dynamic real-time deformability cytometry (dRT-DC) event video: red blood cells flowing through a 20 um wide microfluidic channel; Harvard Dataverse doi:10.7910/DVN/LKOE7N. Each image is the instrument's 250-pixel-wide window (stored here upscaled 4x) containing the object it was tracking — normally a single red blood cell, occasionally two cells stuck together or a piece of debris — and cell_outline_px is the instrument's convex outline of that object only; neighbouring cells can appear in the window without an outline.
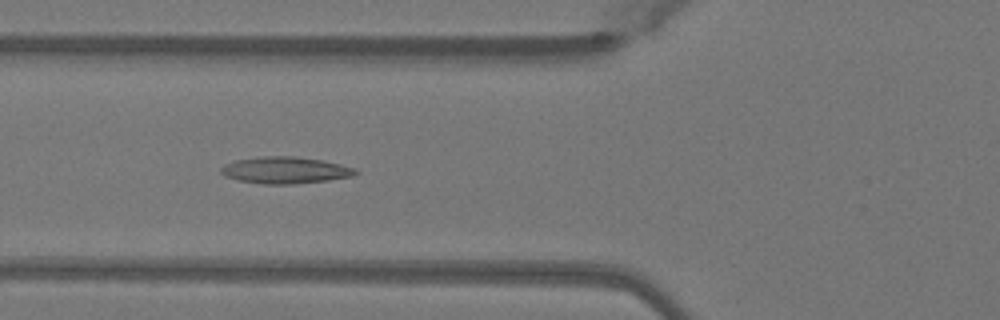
{"species": "Egyptian fruit bat (a non-hibernating species)", "species_latin": "Rousettus aegyptiacus", "temperature_condition": "warm", "stored_images_in_passage": 37, "camera_frame_rate_fps": 3000, "um_per_image_px": 0.085, "animal": {"sex": "female"}, "frame": {"image": 1, "passage_image": 6, "time_ms": 1.667, "image_size_px": [1000, 320], "cell_outline_px": [[360, 172], [352, 176], [328, 180], [292, 184], [264, 184], [240, 180], [224, 176], [220, 172], [220, 168], [224, 164], [236, 160], [260, 156], [296, 156], [320, 160], [340, 164], [356, 168]], "centroid_in_image_um": [24.24, 14.46], "position_along_channel_um": 101.6, "area_um2": 20.92}}
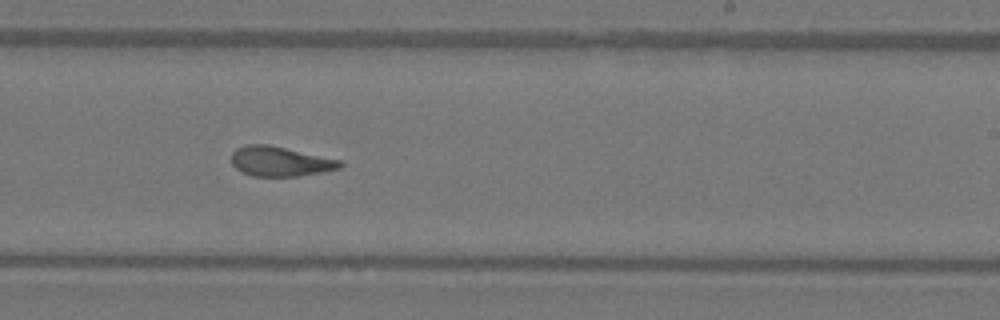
{"frame": {"image": 2, "passage_image": 18, "time_ms": 5.667, "image_size_px": [1000, 320], "cell_outline_px": [[344, 164], [340, 168], [320, 172], [296, 176], [252, 176], [236, 168], [232, 164], [232, 152], [236, 148], [248, 144], [268, 144], [340, 160]], "centroid_in_image_um": [23.79, 13.71], "position_along_channel_um": 265.2, "area_um2": 18.61}}
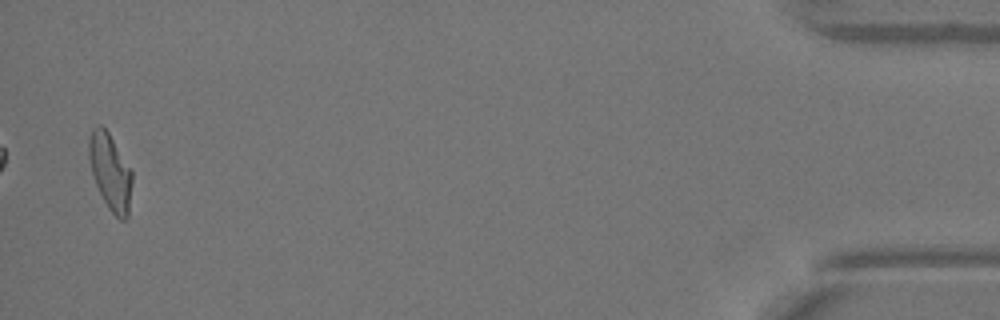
{"frame": {"image": 3, "passage_image": 36, "time_ms": 11.667, "image_size_px": [1000, 320], "cell_outline_px": [[132, 180], [128, 216], [124, 220], [120, 220], [108, 208], [96, 184], [92, 172], [88, 156], [88, 140], [92, 128], [96, 124], [100, 124], [108, 132], [132, 168]], "centroid_in_image_um": [9.38, 14.57], "position_along_channel_um": 425.8, "area_um2": 19.31}, "authors_computed_cell_mechanics": {"area_um2": 19.1318, "velocity_mm_per_s": 4.0896, "shape_relaxation_time_tau1_ms": null, "shape_relaxation_time_tau2_ms": 1.799, "deformation_change_tau1": null, "deformation_change_tau2": 0.0946}}